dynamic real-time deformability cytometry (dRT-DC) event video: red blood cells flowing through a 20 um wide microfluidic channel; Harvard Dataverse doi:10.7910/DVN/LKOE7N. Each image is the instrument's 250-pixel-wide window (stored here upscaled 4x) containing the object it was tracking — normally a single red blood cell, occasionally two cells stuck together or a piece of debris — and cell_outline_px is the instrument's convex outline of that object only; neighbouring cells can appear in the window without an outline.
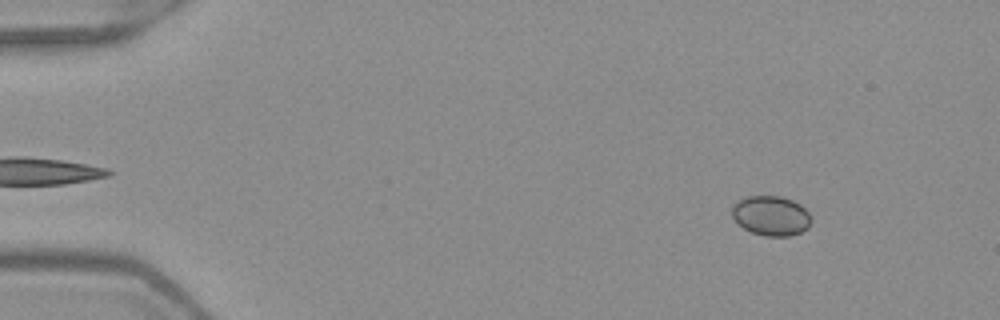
{"species": "Egyptian fruit bat (a non-hibernating species)", "species_latin": "Rousettus aegyptiacus", "temperature_condition": "warm", "stored_images_in_passage": 12, "camera_frame_rate_fps": 3000, "um_per_image_px": 0.085, "frame": {"image": 1, "passage_image": 1, "time_ms": 0.0, "image_size_px": [1000, 320], "cell_outline_px": [[812, 220], [808, 228], [800, 232], [788, 236], [764, 236], [752, 232], [744, 228], [732, 216], [732, 204], [748, 196], [780, 196], [792, 200], [800, 204], [808, 212]], "centroid_in_image_um": [65.55, 18.33], "position_along_channel_um": 19.4, "area_um2": 18.26}}
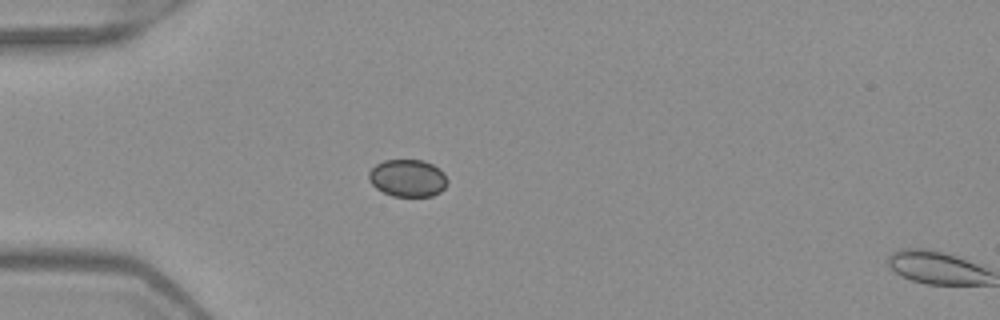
{"frame": {"image": 2, "passage_image": 10, "time_ms": 3.0, "image_size_px": [1000, 320], "cell_outline_px": [[448, 180], [444, 188], [440, 192], [432, 196], [392, 196], [376, 188], [368, 180], [368, 172], [376, 164], [384, 160], [424, 160], [440, 168], [444, 172]], "centroid_in_image_um": [34.66, 15.13], "position_along_channel_um": 50.3, "area_um2": 17.22}}